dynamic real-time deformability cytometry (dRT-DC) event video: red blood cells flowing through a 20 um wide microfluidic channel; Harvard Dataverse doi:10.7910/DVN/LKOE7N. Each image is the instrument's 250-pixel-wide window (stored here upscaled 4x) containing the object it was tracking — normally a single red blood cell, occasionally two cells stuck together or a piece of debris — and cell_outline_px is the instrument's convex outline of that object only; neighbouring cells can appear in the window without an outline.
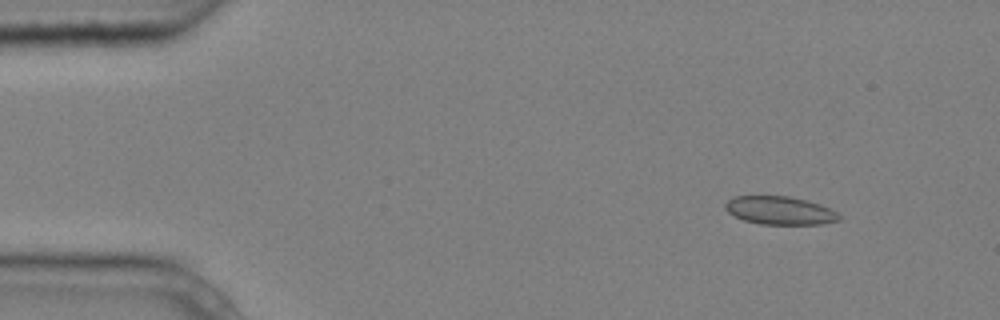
{"species": "common noctule bat (a hibernating species)", "species_latin": "Nyctalus noctula", "temperature_condition": "cold", "stored_images_in_passage": 4, "camera_frame_rate_fps": 3000, "um_per_image_px": 0.085, "animal": {"sex": "male", "body_mass_g": 20.4}, "frame": {"image": 1, "passage_image": 1, "time_ms": 0.0, "image_size_px": [1000, 320], "cell_outline_px": [[840, 220], [820, 224], [760, 224], [744, 220], [728, 212], [724, 208], [724, 204], [732, 196], [788, 196], [820, 204], [836, 212], [840, 216]], "centroid_in_image_um": [66.25, 17.89], "position_along_channel_um": 18.7, "area_um2": 18.55}}
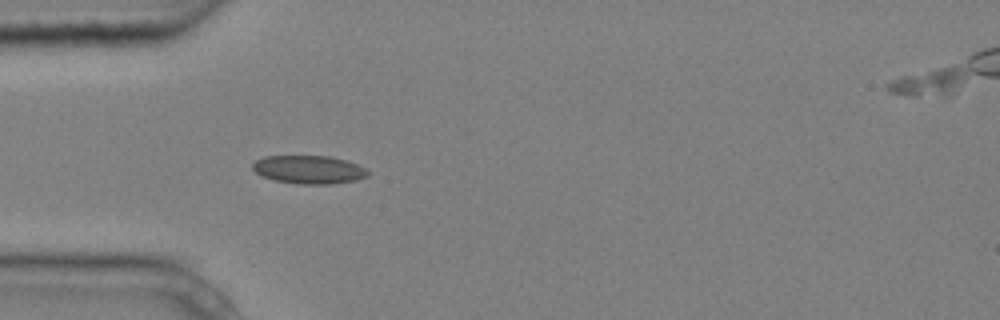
{"frame": {"image": 2, "passage_image": 4, "time_ms": 1.0, "image_size_px": [1000, 320], "cell_outline_px": [[368, 176], [356, 180], [332, 184], [300, 184], [276, 180], [260, 176], [252, 168], [252, 164], [256, 160], [264, 156], [328, 156], [344, 160], [356, 164], [364, 168], [368, 172]], "centroid_in_image_um": [26.22, 14.42], "position_along_channel_um": 58.8, "area_um2": 18.84}}